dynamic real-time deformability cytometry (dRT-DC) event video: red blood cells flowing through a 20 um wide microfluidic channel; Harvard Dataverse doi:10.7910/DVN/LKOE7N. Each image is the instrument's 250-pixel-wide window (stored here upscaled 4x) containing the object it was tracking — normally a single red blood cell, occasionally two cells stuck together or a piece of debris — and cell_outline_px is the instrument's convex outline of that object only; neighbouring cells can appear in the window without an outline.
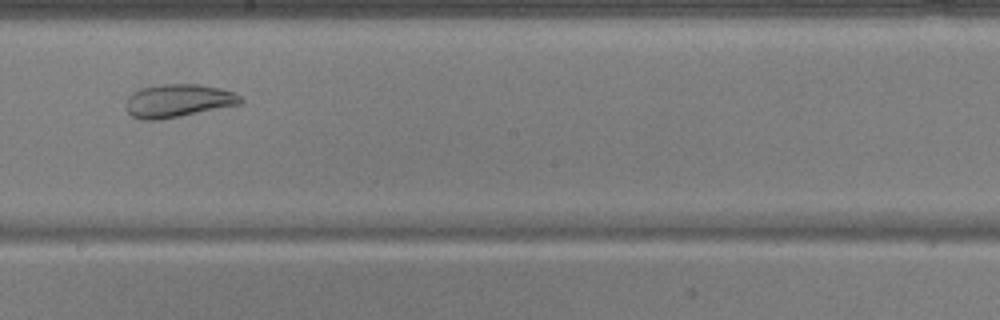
{"species": "common noctule bat (a hibernating species)", "species_latin": "Nyctalus noctula", "temperature_condition": "warm", "stored_images_in_passage": 45, "camera_frame_rate_fps": 3000, "um_per_image_px": 0.085, "animal": {"sex": "male", "body_mass_g": 17.9, "forearm_length_mm": 54.2}, "frame": {"image": 1, "passage_image": 22, "time_ms": 7.0, "image_size_px": [1000, 320], "cell_outline_px": [[244, 100], [240, 104], [180, 116], [156, 120], [140, 120], [132, 116], [128, 112], [128, 96], [132, 92], [140, 88], [160, 84], [196, 84], [220, 88], [236, 92]], "centroid_in_image_um": [15.15, 8.55], "position_along_channel_um": 233.0, "area_um2": 22.02}}
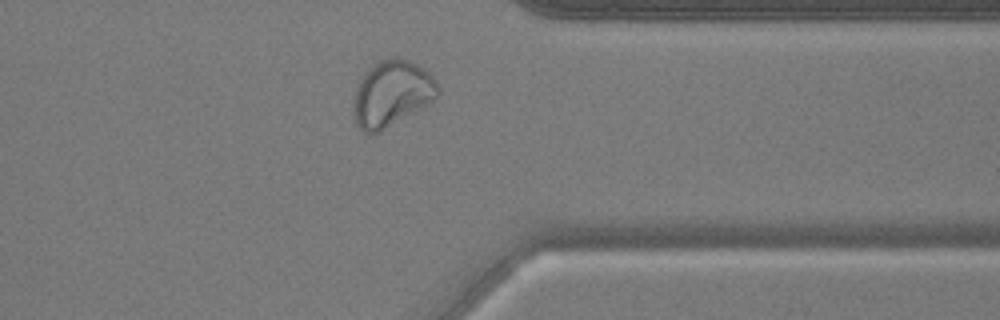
{"frame": {"image": 2, "passage_image": 34, "time_ms": 11.0, "image_size_px": [1000, 320], "cell_outline_px": [[440, 92], [432, 100], [380, 132], [372, 136], [364, 132], [356, 124], [352, 116], [352, 96], [364, 72], [368, 68], [380, 60], [396, 56], [408, 60], [416, 64], [428, 72], [436, 80], [440, 88]], "centroid_in_image_um": [33.23, 7.96], "position_along_channel_um": 378.2, "area_um2": 32.6}}
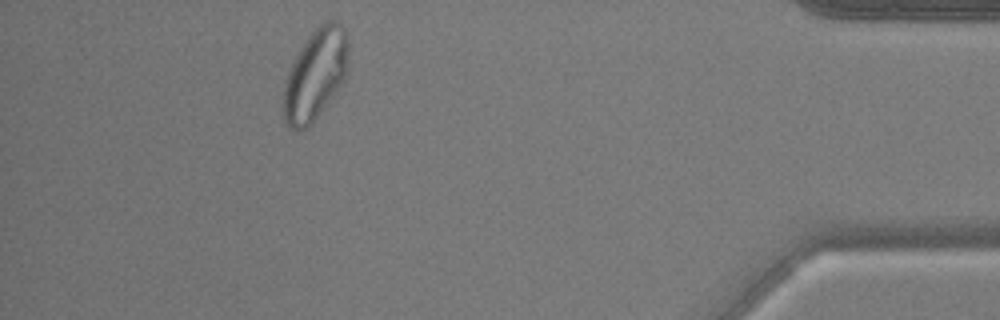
{"frame": {"image": 3, "passage_image": 40, "time_ms": 13.0, "image_size_px": [1000, 320], "cell_outline_px": [[348, 68], [344, 80], [336, 92], [312, 124], [308, 128], [300, 132], [296, 132], [288, 128], [284, 120], [284, 80], [292, 60], [300, 48], [312, 32], [324, 20], [336, 20], [348, 32]], "centroid_in_image_um": [26.81, 6.35], "position_along_channel_um": 408.4, "area_um2": 35.03}}